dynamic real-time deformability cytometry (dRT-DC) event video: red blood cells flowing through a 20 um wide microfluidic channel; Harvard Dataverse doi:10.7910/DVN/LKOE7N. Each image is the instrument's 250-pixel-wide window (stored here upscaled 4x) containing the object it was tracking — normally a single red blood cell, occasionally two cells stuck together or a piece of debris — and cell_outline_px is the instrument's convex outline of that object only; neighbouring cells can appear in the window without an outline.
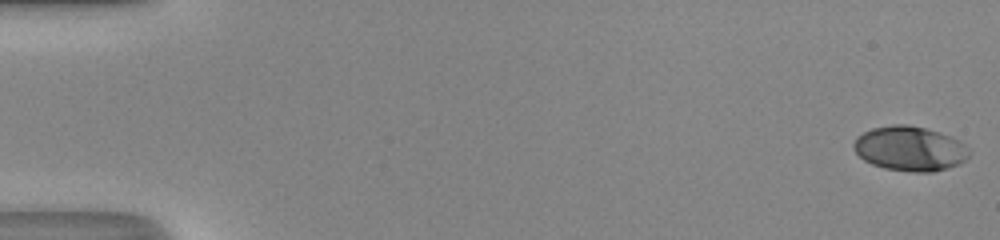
{"species": "human", "species_latin": "Homo sapiens", "temperature_condition": "room temperature", "stored_images_in_passage": 51, "camera_frame_rate_fps": 3000, "um_per_image_px": 0.085, "donor": {"sex": "male"}, "frame": {"image": 1, "passage_image": 1, "time_ms": 0.0, "image_size_px": [1000, 240], "cell_outline_px": [[972, 152], [960, 164], [948, 168], [932, 172], [912, 172], [884, 168], [872, 164], [864, 160], [856, 152], [852, 144], [856, 136], [872, 128], [892, 124], [908, 124], [940, 132], [960, 140]], "centroid_in_image_um": [77.35, 12.63], "position_along_channel_um": 7.7, "area_um2": 30.29}}
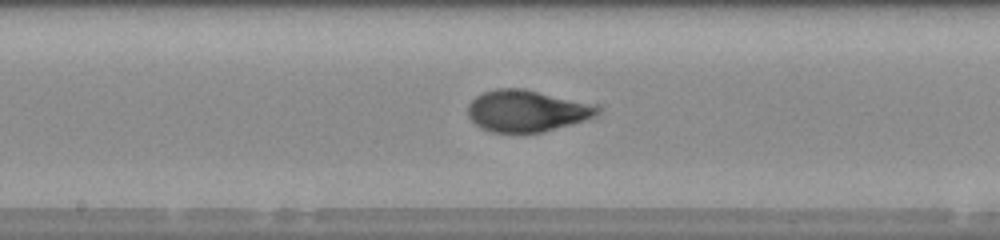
{"frame": {"image": 2, "passage_image": 28, "time_ms": 9.0, "image_size_px": [1000, 240], "cell_outline_px": [[596, 112], [592, 116], [584, 120], [572, 124], [544, 132], [492, 132], [480, 128], [468, 116], [468, 104], [476, 96], [484, 92], [496, 88], [524, 88], [584, 104], [596, 108]], "centroid_in_image_um": [44.61, 9.44], "position_along_channel_um": 203.6, "area_um2": 30.4}}
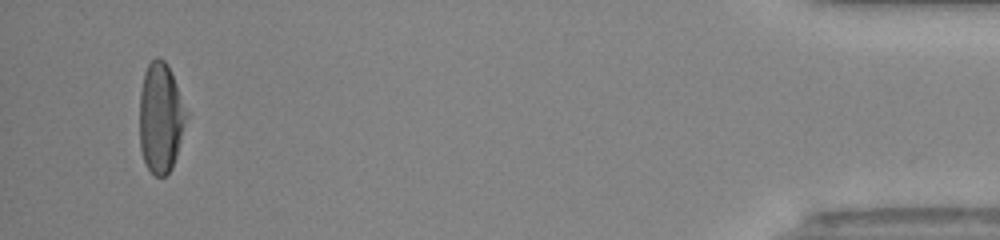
{"frame": {"image": 3, "passage_image": 49, "time_ms": 16.0, "image_size_px": [1000, 240], "cell_outline_px": [[188, 116], [176, 156], [172, 168], [164, 176], [156, 176], [148, 168], [144, 160], [140, 148], [140, 92], [144, 72], [148, 64], [156, 56], [164, 60], [168, 64], [188, 112]], "centroid_in_image_um": [13.66, 9.98], "position_along_channel_um": 421.5, "area_um2": 30.06}, "authors_computed_cell_mechanics": {"area_um2": 29.9982, "velocity_mm_per_s": 4.2152, "shape_relaxation_time_tau1_ms": 3.669, "shape_relaxation_time_tau2_ms": 0.6514, "deformation_change_tau1": 0.214, "deformation_change_tau2": 0.052}}